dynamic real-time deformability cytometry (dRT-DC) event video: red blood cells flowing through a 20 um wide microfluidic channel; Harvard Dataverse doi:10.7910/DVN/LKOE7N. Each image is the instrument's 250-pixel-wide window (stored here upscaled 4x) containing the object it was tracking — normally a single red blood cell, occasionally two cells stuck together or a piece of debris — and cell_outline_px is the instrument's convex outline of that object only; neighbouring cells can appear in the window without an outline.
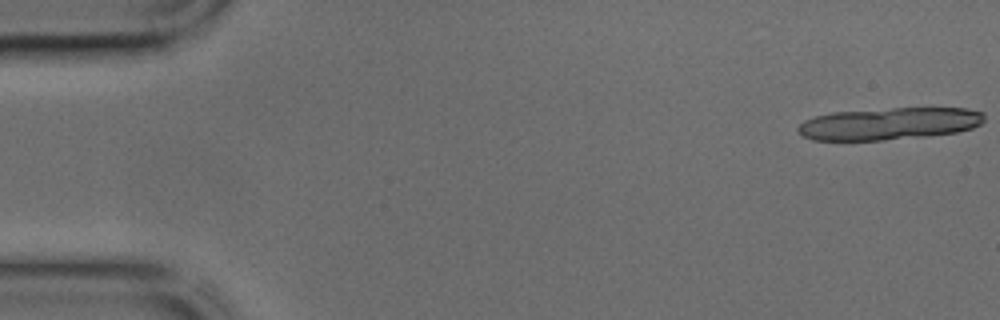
{"species": "common noctule bat (a hibernating species)", "species_latin": "Nyctalus noctula", "temperature_condition": "cold", "stored_images_in_passage": 7, "camera_frame_rate_fps": 3000, "um_per_image_px": 0.085, "animal": {"sex": "male", "body_mass_g": 17.9, "forearm_length_mm": 54.2}, "frame": {"image": 1, "passage_image": 1, "time_ms": 0.0, "image_size_px": [1000, 320], "cell_outline_px": [[984, 120], [980, 124], [972, 128], [956, 132], [924, 136], [884, 140], [812, 140], [804, 136], [796, 128], [804, 120], [816, 116], [832, 112], [892, 108], [964, 108], [984, 112]], "centroid_in_image_um": [75.58, 10.5], "position_along_channel_um": 9.4, "area_um2": 34.8}}